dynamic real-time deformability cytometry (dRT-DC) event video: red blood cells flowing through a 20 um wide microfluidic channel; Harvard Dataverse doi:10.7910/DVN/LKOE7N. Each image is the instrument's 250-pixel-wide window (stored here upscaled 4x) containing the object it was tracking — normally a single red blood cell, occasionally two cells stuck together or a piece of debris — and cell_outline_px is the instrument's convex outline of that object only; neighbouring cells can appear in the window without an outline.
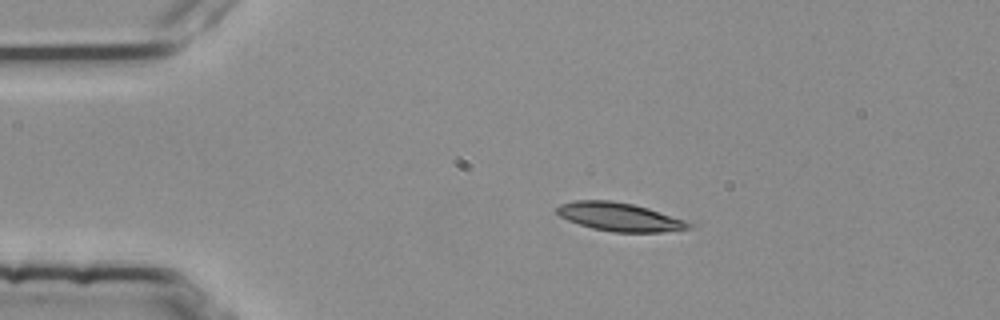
{"species": "common noctule bat (a hibernating species)", "species_latin": "Nyctalus noctula", "temperature_condition": "room temperature", "stored_images_in_passage": 2, "camera_frame_rate_fps": 3000, "um_per_image_px": 0.085, "animal": {"sex": "female", "body_mass_g": 25.1}, "frame": {"image": 1, "passage_image": 1, "time_ms": 0.0, "image_size_px": [1000, 320], "cell_outline_px": [[692, 228], [660, 232], [612, 232], [592, 228], [568, 220], [560, 216], [556, 212], [556, 208], [560, 204], [576, 200], [608, 200], [632, 204], [648, 208], [684, 220], [692, 224]], "centroid_in_image_um": [52.64, 18.44], "position_along_channel_um": 32.4, "area_um2": 21.62}}